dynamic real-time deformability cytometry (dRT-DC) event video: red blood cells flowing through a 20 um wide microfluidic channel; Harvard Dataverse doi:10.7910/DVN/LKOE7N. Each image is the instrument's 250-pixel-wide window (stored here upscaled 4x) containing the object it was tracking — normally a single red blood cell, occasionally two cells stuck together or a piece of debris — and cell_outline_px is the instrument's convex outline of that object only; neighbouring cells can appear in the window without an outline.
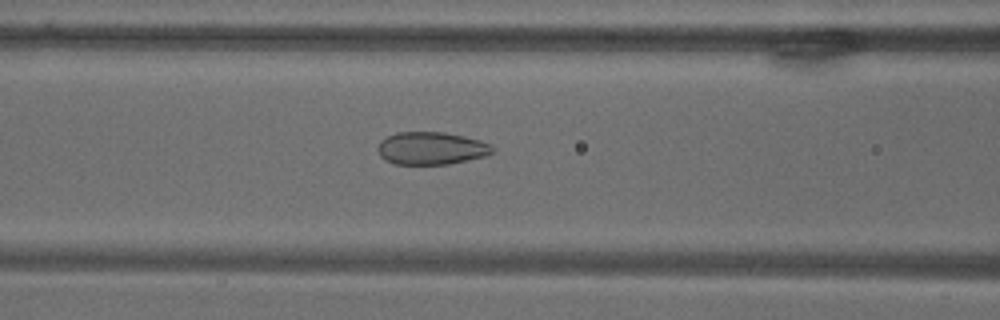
{"species": "common noctule bat (a hibernating species)", "species_latin": "Nyctalus noctula", "temperature_condition": "warm", "stored_images_in_passage": 13, "camera_frame_rate_fps": 3000, "um_per_image_px": 0.085, "animal": {"sex": "male", "body_mass_g": 18.8}, "frame": {"image": 1, "passage_image": 8, "time_ms": 9.0, "image_size_px": [1000, 320], "cell_outline_px": [[496, 148], [488, 156], [448, 164], [396, 164], [384, 160], [380, 156], [376, 148], [380, 140], [396, 132], [444, 132], [464, 136], [480, 140]], "centroid_in_image_um": [36.65, 12.6], "position_along_channel_um": 130.0, "area_um2": 22.02}}
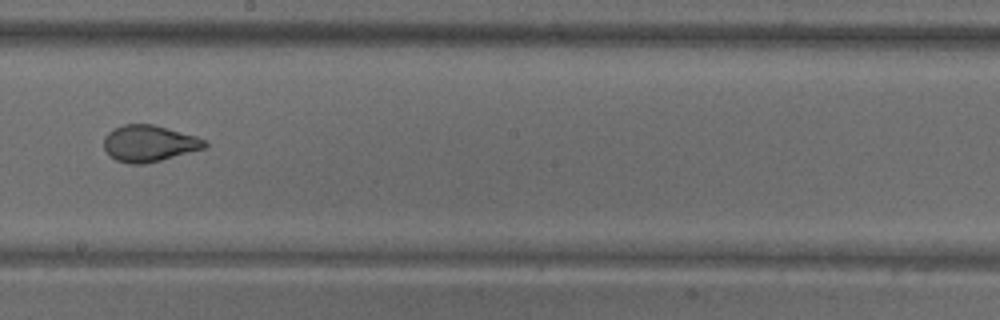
{"frame": {"image": 2, "passage_image": 11, "time_ms": 12.667, "image_size_px": [1000, 320], "cell_outline_px": [[208, 144], [204, 148], [160, 160], [144, 164], [132, 164], [116, 160], [108, 156], [104, 148], [104, 136], [108, 132], [124, 124], [152, 124], [196, 136], [208, 140]], "centroid_in_image_um": [12.65, 12.19], "position_along_channel_um": 235.5, "area_um2": 21.33}}
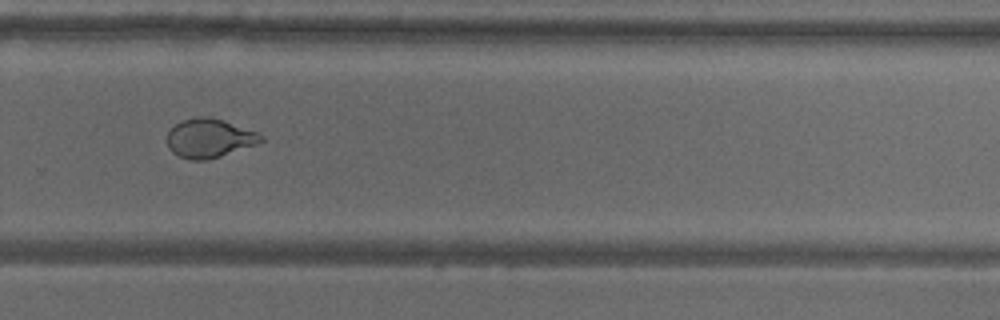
{"frame": {"image": 3, "passage_image": 13, "time_ms": 15.333, "image_size_px": [1000, 320], "cell_outline_px": [[264, 140], [256, 144], [208, 160], [188, 160], [172, 152], [168, 148], [168, 132], [176, 124], [184, 120], [196, 116], [208, 116], [260, 132], [264, 136]], "centroid_in_image_um": [17.81, 11.75], "position_along_channel_um": 312.0, "area_um2": 21.21}}